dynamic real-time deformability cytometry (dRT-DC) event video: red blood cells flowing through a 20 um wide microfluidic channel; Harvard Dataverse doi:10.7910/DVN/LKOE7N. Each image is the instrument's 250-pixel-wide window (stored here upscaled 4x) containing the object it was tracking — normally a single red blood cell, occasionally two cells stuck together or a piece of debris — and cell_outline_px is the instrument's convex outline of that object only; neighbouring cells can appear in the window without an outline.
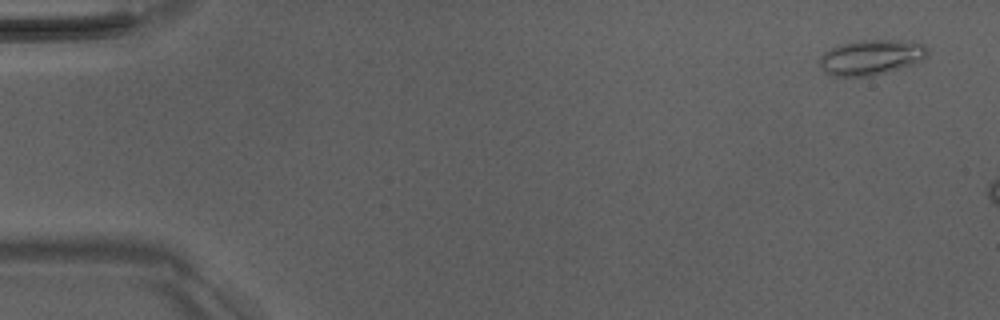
{"species": "Egyptian fruit bat (a non-hibernating species)", "species_latin": "Rousettus aegyptiacus", "temperature_condition": "room temperature", "stored_images_in_passage": 5, "camera_frame_rate_fps": 3000, "um_per_image_px": 0.085, "animal": {"sex": "male"}, "frame": {"image": 1, "passage_image": 1, "time_ms": 0.0, "image_size_px": [1000, 320], "cell_outline_px": [[928, 56], [924, 60], [912, 64], [872, 76], [832, 76], [824, 72], [820, 68], [820, 60], [824, 52], [832, 48], [856, 40], [912, 40], [924, 44], [928, 48]], "centroid_in_image_um": [74.09, 4.86], "position_along_channel_um": 10.9, "area_um2": 22.25}}